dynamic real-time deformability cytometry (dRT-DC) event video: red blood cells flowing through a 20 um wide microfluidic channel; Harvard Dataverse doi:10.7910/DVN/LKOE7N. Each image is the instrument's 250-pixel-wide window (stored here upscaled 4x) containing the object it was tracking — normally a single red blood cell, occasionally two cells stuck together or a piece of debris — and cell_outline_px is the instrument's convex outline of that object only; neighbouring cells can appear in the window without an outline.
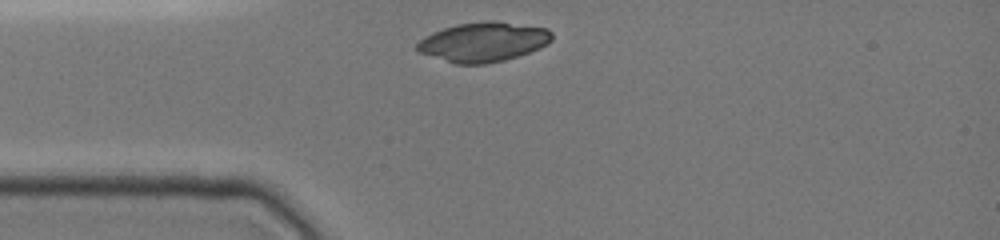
{"species": "common noctule bat (a hibernating species)", "species_latin": "Nyctalus noctula", "temperature_condition": "cold", "stored_images_in_passage": 21, "camera_frame_rate_fps": 3000, "um_per_image_px": 0.085, "animal": {"sex": "female", "body_mass_g": 19.0, "forearm_length_mm": 51.5}, "frame": {"image": 1, "passage_image": 1, "time_ms": 0.0, "image_size_px": [1000, 240], "cell_outline_px": [[552, 40], [548, 44], [540, 48], [504, 60], [484, 64], [456, 64], [420, 52], [416, 48], [416, 44], [424, 36], [432, 32], [456, 24], [484, 20], [492, 20], [548, 28], [552, 32]], "centroid_in_image_um": [41.1, 3.55], "position_along_channel_um": 43.9, "area_um2": 31.04}}
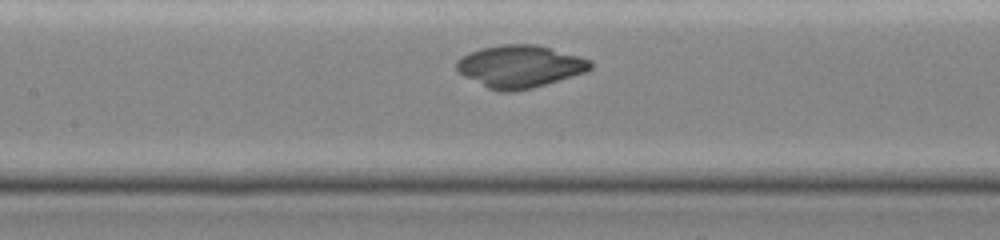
{"frame": {"image": 2, "passage_image": 8, "time_ms": 3.333, "image_size_px": [1000, 240], "cell_outline_px": [[592, 68], [584, 72], [572, 76], [532, 88], [512, 92], [500, 92], [488, 88], [456, 72], [456, 60], [460, 56], [468, 52], [500, 44], [536, 44], [580, 56], [592, 60]], "centroid_in_image_um": [44.15, 5.64], "position_along_channel_um": 163.2, "area_um2": 33.18}}
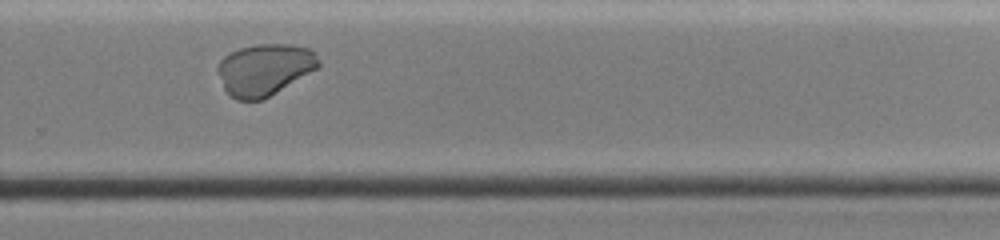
{"frame": {"image": 3, "passage_image": 16, "time_ms": 7.0, "image_size_px": [1000, 240], "cell_outline_px": [[320, 68], [268, 96], [260, 100], [236, 100], [224, 88], [216, 68], [216, 64], [228, 52], [240, 48], [256, 44], [288, 44], [308, 48], [316, 52], [320, 60]], "centroid_in_image_um": [22.5, 5.88], "position_along_channel_um": 307.3, "area_um2": 30.46}}